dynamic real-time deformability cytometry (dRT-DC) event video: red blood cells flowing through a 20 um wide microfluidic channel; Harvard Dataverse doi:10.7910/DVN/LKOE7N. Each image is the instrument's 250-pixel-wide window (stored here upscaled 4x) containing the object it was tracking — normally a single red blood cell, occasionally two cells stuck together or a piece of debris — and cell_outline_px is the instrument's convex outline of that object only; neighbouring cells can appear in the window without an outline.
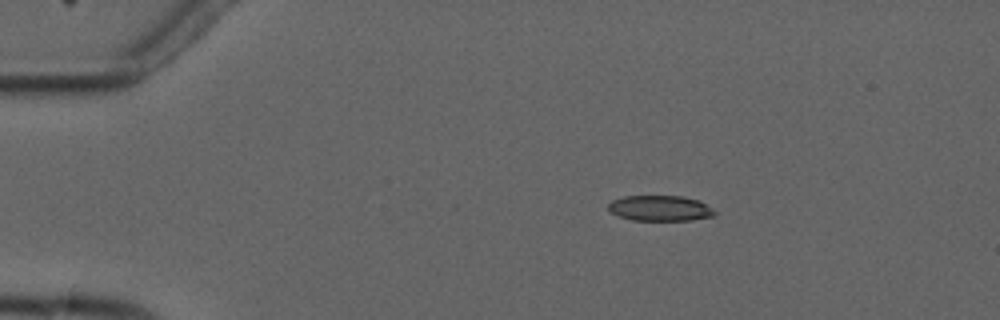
{"species": "common noctule bat (a hibernating species)", "species_latin": "Nyctalus noctula", "temperature_condition": "cold", "stored_images_in_passage": 7, "camera_frame_rate_fps": 3000, "um_per_image_px": 0.085, "animal": {"sex": "male", "forearm_length_mm": 52.5}, "frame": {"image": 1, "passage_image": 4, "time_ms": 3.333, "image_size_px": [1000, 320], "cell_outline_px": [[716, 212], [712, 216], [692, 220], [632, 220], [620, 216], [612, 212], [608, 208], [608, 204], [612, 200], [624, 196], [680, 196], [696, 200], [712, 208]], "centroid_in_image_um": [56.08, 17.7], "position_along_channel_um": 28.9, "area_um2": 15.55}}
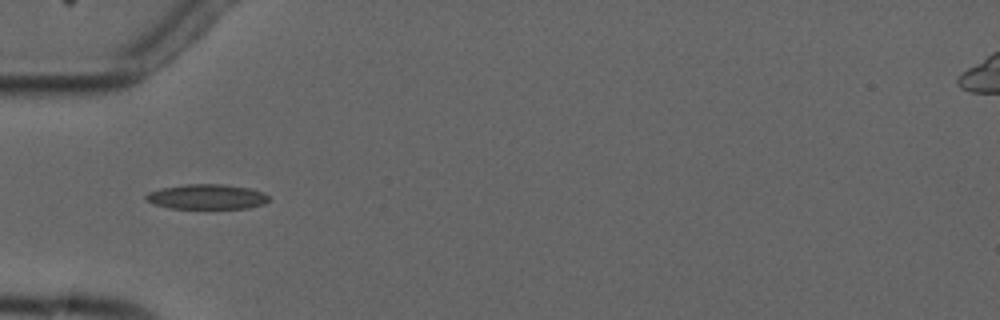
{"frame": {"image": 2, "passage_image": 6, "time_ms": 6.0, "image_size_px": [1000, 320], "cell_outline_px": [[268, 200], [264, 204], [248, 208], [168, 208], [152, 204], [144, 200], [144, 196], [148, 192], [160, 188], [184, 184], [220, 184], [248, 188], [264, 192], [268, 196]], "centroid_in_image_um": [17.51, 16.72], "position_along_channel_um": 67.5, "area_um2": 17.98}}
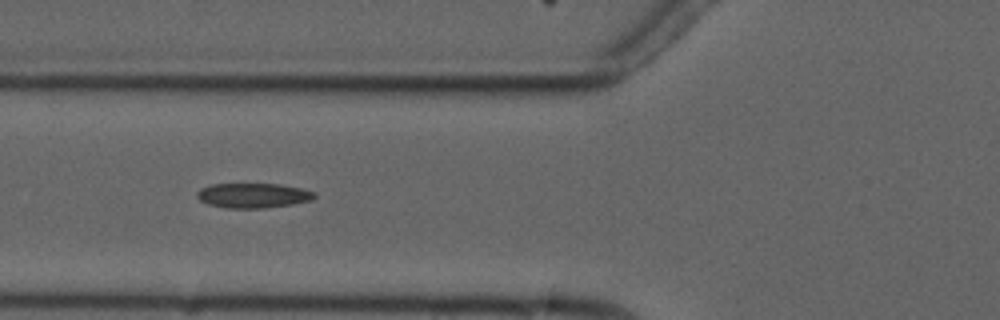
{"frame": {"image": 3, "passage_image": 7, "time_ms": 7.0, "image_size_px": [1000, 320], "cell_outline_px": [[316, 196], [312, 200], [292, 204], [264, 208], [228, 208], [208, 204], [200, 200], [196, 196], [196, 192], [200, 188], [212, 184], [276, 184], [300, 188], [316, 192]], "centroid_in_image_um": [21.5, 16.62], "position_along_channel_um": 104.3, "area_um2": 16.94}}